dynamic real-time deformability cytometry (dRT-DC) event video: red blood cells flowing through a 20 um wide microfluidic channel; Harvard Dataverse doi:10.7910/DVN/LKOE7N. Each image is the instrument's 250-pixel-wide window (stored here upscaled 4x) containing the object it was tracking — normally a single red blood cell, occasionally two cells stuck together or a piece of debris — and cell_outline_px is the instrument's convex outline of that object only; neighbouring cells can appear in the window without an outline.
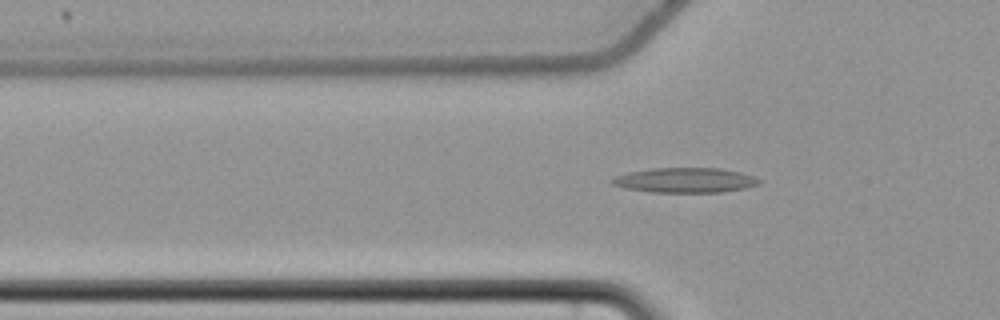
{"species": "common noctule bat (a hibernating species)", "species_latin": "Nyctalus noctula", "temperature_condition": "cold", "stored_images_in_passage": 52, "camera_frame_rate_fps": 3000, "um_per_image_px": 0.085, "animal": {"sex": "female", "body_mass_g": 22.7, "forearm_length_mm": 54.2}, "frame": {"image": 1, "passage_image": 20, "time_ms": 6.333, "image_size_px": [1000, 320], "cell_outline_px": [[760, 184], [744, 188], [724, 192], [652, 192], [624, 188], [612, 184], [612, 180], [616, 176], [628, 172], [652, 168], [720, 168], [740, 172], [752, 176], [760, 180]], "centroid_in_image_um": [58.24, 15.32], "position_along_channel_um": 67.6, "area_um2": 21.21}}
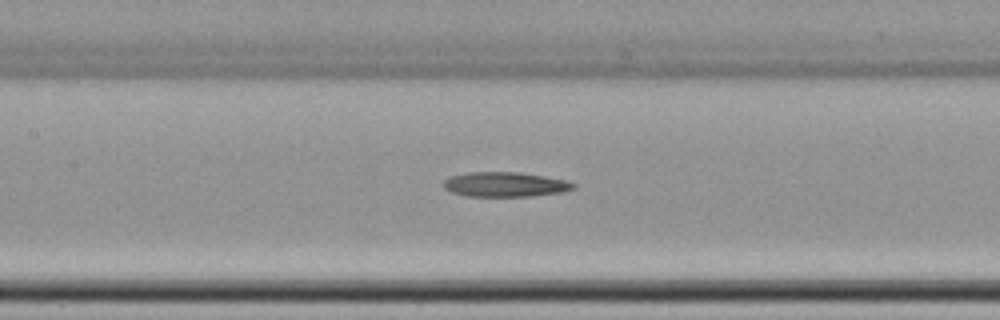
{"frame": {"image": 2, "passage_image": 28, "time_ms": 9.0, "image_size_px": [1000, 320], "cell_outline_px": [[576, 188], [560, 192], [532, 196], [464, 196], [452, 192], [444, 188], [444, 180], [452, 176], [468, 172], [520, 172], [568, 180], [576, 184]], "centroid_in_image_um": [42.96, 15.67], "position_along_channel_um": 164.4, "area_um2": 18.73}}
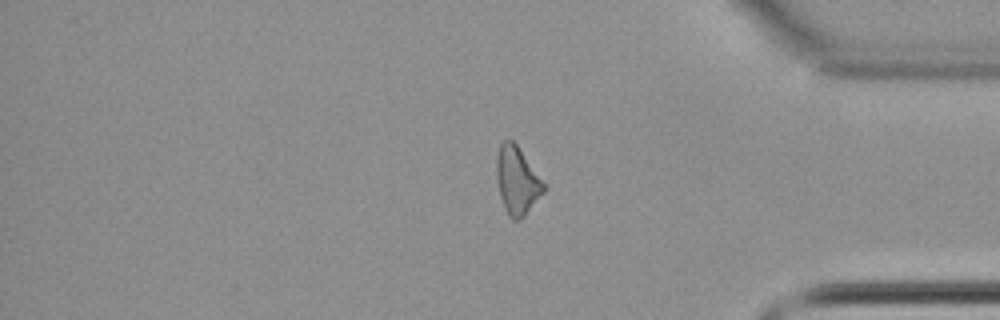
{"frame": {"image": 3, "passage_image": 48, "time_ms": 15.667, "image_size_px": [1000, 320], "cell_outline_px": [[544, 192], [524, 216], [520, 220], [512, 220], [508, 216], [504, 208], [500, 196], [496, 180], [496, 160], [500, 144], [504, 140], [512, 140], [516, 144], [544, 184]], "centroid_in_image_um": [43.91, 15.38], "position_along_channel_um": 391.3, "area_um2": 18.32}}